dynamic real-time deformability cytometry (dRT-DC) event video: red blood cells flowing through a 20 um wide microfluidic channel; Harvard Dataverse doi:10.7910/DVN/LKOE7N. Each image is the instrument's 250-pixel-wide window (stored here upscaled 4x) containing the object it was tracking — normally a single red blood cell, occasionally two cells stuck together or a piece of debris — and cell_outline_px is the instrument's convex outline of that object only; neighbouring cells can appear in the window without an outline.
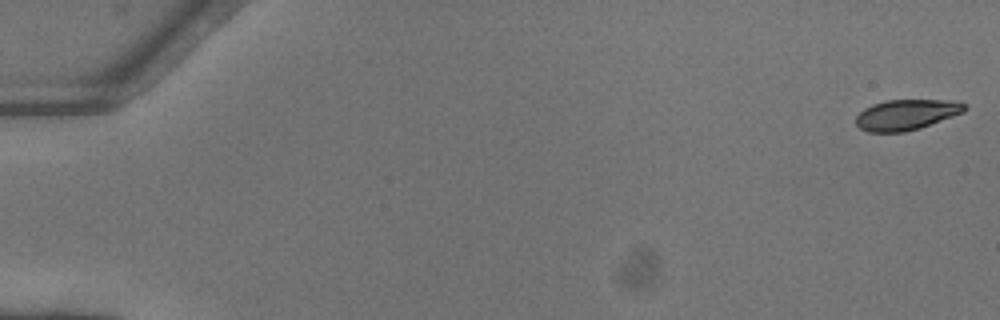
{"species": "common noctule bat (a hibernating species)", "species_latin": "Nyctalus noctula", "temperature_condition": "warm", "stored_images_in_passage": 41, "camera_frame_rate_fps": 3000, "um_per_image_px": 0.085, "animal": {"sex": "female"}, "frame": {"image": 1, "passage_image": 1, "time_ms": 0.0, "image_size_px": [1000, 320], "cell_outline_px": [[968, 108], [964, 112], [920, 128], [904, 132], [868, 132], [860, 128], [856, 124], [856, 116], [864, 108], [872, 104], [888, 100], [952, 100], [968, 104]], "centroid_in_image_um": [77.06, 9.74], "position_along_channel_um": 7.9, "area_um2": 19.42}}
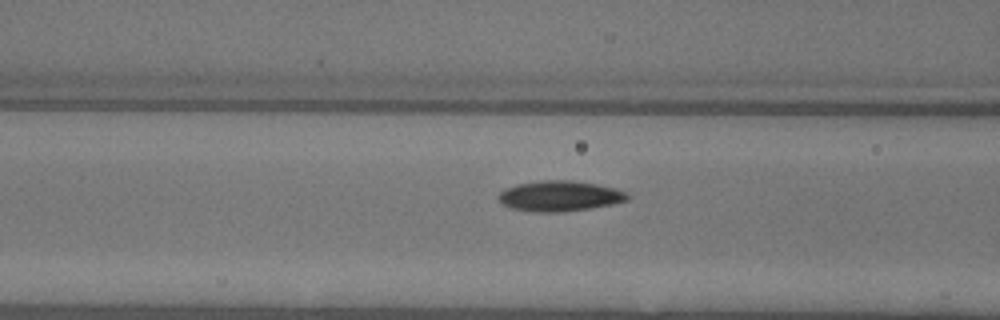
{"frame": {"image": 2, "passage_image": 22, "time_ms": 7.0, "image_size_px": [1000, 320], "cell_outline_px": [[632, 196], [628, 200], [612, 204], [592, 208], [560, 212], [536, 212], [512, 208], [500, 204], [496, 196], [504, 188], [516, 184], [544, 180], [572, 180], [596, 184], [616, 188], [628, 192]], "centroid_in_image_um": [47.58, 16.66], "position_along_channel_um": 119.0, "area_um2": 23.24}}
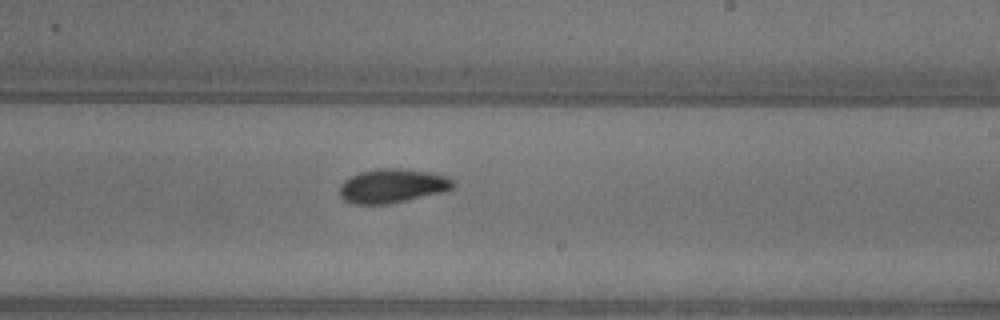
{"frame": {"image": 3, "passage_image": 32, "time_ms": 10.333, "image_size_px": [1000, 320], "cell_outline_px": [[456, 184], [452, 188], [444, 192], [408, 200], [388, 204], [352, 204], [344, 200], [340, 196], [340, 184], [348, 176], [360, 172], [376, 168], [400, 168], [432, 172], [448, 176]], "centroid_in_image_um": [33.35, 15.79], "position_along_channel_um": 255.7, "area_um2": 22.89}, "authors_computed_cell_mechanics": {"area_um2": 21.7906, "velocity_mm_per_s": 4.0948, "shape_relaxation_time_tau1_ms": 3.5784, "shape_relaxation_time_tau2_ms": 3.3982, "deformation_change_tau1": 0.1293, "deformation_change_tau2": 0.0682}}